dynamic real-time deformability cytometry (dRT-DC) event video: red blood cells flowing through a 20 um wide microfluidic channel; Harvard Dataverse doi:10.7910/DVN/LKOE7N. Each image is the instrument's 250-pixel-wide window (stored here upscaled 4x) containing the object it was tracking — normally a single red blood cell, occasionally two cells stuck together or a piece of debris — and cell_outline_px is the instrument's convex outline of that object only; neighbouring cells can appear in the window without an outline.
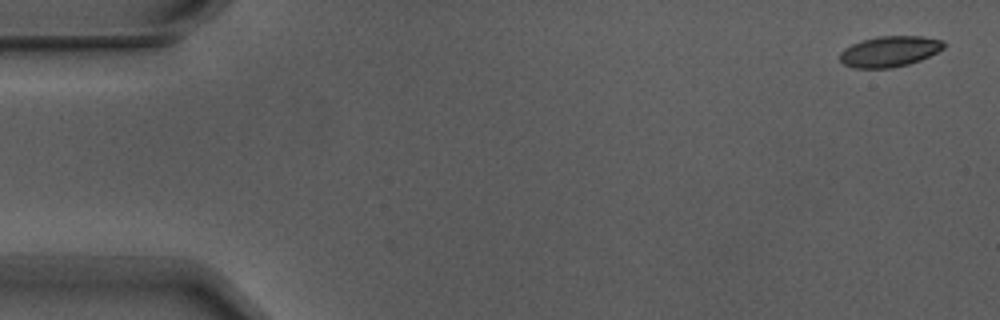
{"species": "Egyptian fruit bat (a non-hibernating species)", "species_latin": "Rousettus aegyptiacus", "temperature_condition": "warm", "stored_images_in_passage": 5, "camera_frame_rate_fps": 3000, "um_per_image_px": 0.085, "animal": {"sex": "male"}, "frame": {"image": 1, "passage_image": 1, "time_ms": 0.0, "image_size_px": [1000, 320], "cell_outline_px": [[948, 44], [944, 48], [920, 60], [908, 64], [892, 68], [852, 68], [844, 64], [840, 60], [840, 52], [844, 48], [852, 44], [876, 36], [924, 36], [940, 40]], "centroid_in_image_um": [75.61, 4.37], "position_along_channel_um": 9.4, "area_um2": 18.61}}
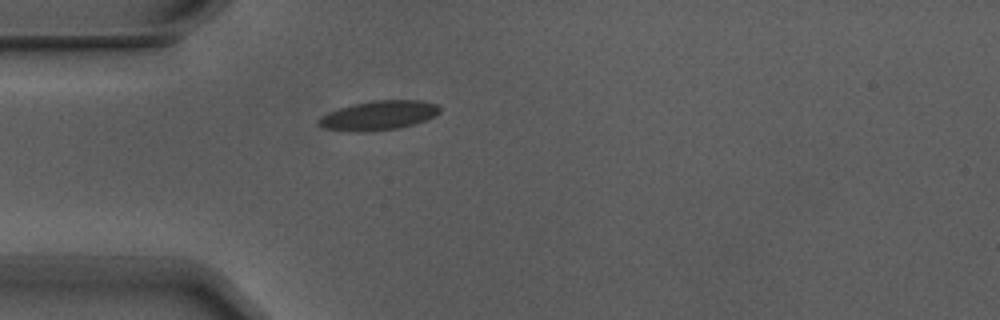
{"frame": {"image": 2, "passage_image": 5, "time_ms": 1.333, "image_size_px": [1000, 320], "cell_outline_px": [[440, 112], [436, 116], [412, 124], [396, 128], [364, 132], [352, 132], [324, 128], [316, 124], [324, 116], [340, 108], [356, 104], [376, 100], [420, 100], [436, 104], [440, 108]], "centroid_in_image_um": [32.22, 9.81], "position_along_channel_um": 52.8, "area_um2": 20.23}}